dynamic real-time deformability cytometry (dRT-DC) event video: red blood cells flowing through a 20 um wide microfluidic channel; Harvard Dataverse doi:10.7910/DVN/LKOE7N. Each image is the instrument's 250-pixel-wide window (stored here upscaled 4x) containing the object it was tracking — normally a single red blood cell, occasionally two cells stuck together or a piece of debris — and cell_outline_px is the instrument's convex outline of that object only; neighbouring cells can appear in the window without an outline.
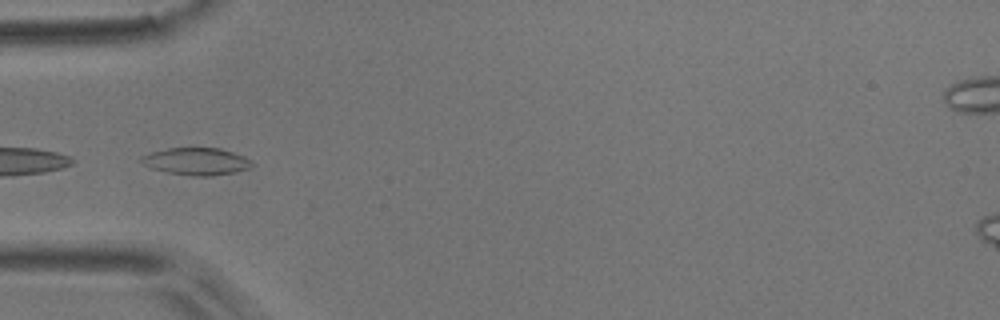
{"species": "common noctule bat (a hibernating species)", "species_latin": "Nyctalus noctula", "temperature_condition": "room temperature", "stored_images_in_passage": 13, "camera_frame_rate_fps": 3000, "um_per_image_px": 0.085, "animal": {"sex": "male", "body_mass_g": 17.9}, "frame": {"image": 1, "passage_image": 10, "time_ms": 3.0, "image_size_px": [1000, 320], "cell_outline_px": [[256, 164], [248, 168], [236, 172], [212, 176], [196, 176], [168, 172], [152, 168], [144, 164], [140, 160], [140, 156], [152, 152], [168, 148], [220, 148], [244, 156], [252, 160]], "centroid_in_image_um": [16.74, 13.71], "position_along_channel_um": 68.3, "area_um2": 17.51}}